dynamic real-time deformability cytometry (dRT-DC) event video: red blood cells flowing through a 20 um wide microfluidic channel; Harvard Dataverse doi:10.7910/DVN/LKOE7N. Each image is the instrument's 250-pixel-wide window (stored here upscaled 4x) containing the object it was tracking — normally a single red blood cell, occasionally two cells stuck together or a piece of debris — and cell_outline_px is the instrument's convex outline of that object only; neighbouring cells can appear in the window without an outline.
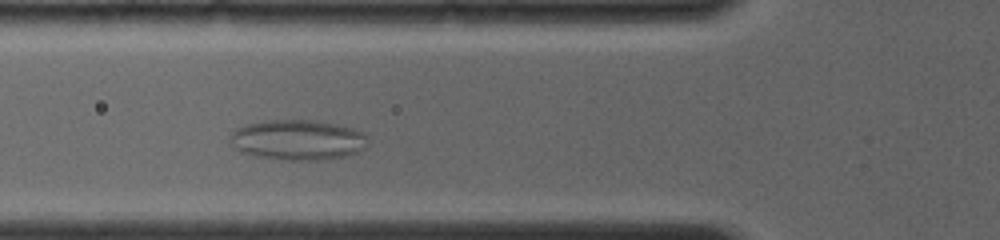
{"species": "common noctule bat (a hibernating species)", "species_latin": "Nyctalus noctula", "temperature_condition": "room temperature", "stored_images_in_passage": 30, "camera_frame_rate_fps": 4000, "um_per_image_px": 0.085, "animal": {"sex": "female", "body_mass_g": 19.0, "forearm_length_mm": 56.7}, "frame": {"image": 1, "passage_image": 8, "time_ms": 2.75, "image_size_px": [1000, 240], "cell_outline_px": [[368, 136], [364, 148], [356, 152], [344, 156], [320, 160], [284, 160], [252, 156], [240, 152], [232, 148], [228, 140], [228, 136], [236, 128], [244, 124], [268, 120], [312, 120], [336, 124], [352, 128], [364, 132]], "centroid_in_image_um": [25.22, 11.89], "position_along_channel_um": 100.6, "area_um2": 32.77}}
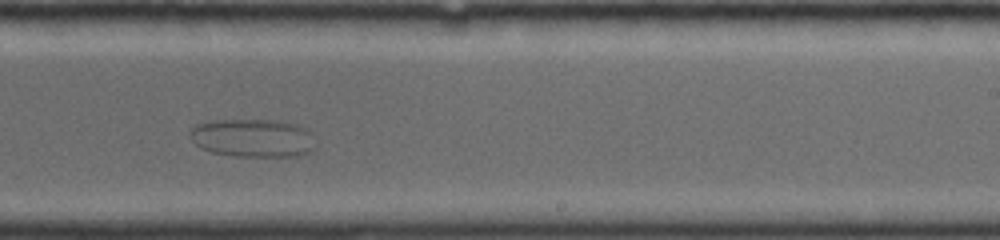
{"frame": {"image": 2, "passage_image": 19, "time_ms": 7.25, "image_size_px": [1000, 240], "cell_outline_px": [[312, 148], [308, 152], [300, 156], [236, 156], [212, 152], [200, 148], [192, 140], [188, 132], [196, 124], [212, 120], [280, 120], [296, 124], [304, 128], [308, 132]], "centroid_in_image_um": [21.4, 11.72], "position_along_channel_um": 267.6, "area_um2": 27.69}}
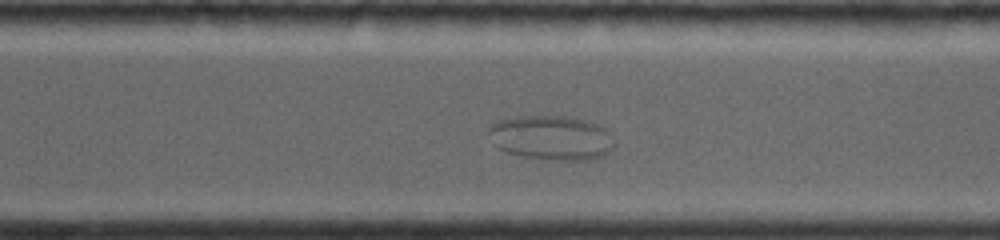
{"frame": {"image": 3, "passage_image": 23, "time_ms": 8.75, "image_size_px": [1000, 240], "cell_outline_px": [[616, 144], [604, 156], [584, 160], [552, 160], [520, 156], [508, 152], [500, 148], [488, 132], [488, 128], [492, 124], [500, 120], [512, 116], [564, 116], [584, 120], [596, 124], [612, 132]], "centroid_in_image_um": [46.92, 11.7], "position_along_channel_um": 323.7, "area_um2": 32.6}}